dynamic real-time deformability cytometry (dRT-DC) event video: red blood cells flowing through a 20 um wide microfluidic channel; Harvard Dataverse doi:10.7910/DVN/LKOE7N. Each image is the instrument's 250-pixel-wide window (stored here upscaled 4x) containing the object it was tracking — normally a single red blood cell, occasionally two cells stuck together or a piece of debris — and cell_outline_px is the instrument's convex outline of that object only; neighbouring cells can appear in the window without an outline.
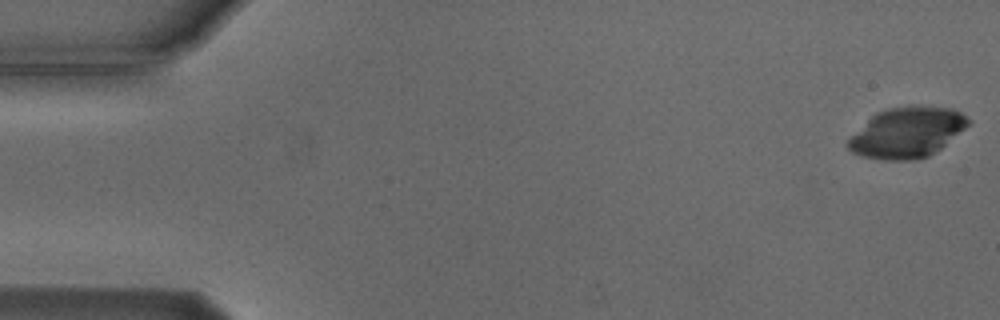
{"species": "Egyptian fruit bat (a non-hibernating species)", "species_latin": "Rousettus aegyptiacus", "temperature_condition": "cold", "stored_images_in_passage": 6, "segment_of_instrument_passage": [1, 2], "camera_frame_rate_fps": 3000, "um_per_image_px": 0.085, "animal": {"sex": "male"}, "frame": {"image": 1, "passage_image": 1, "time_ms": 0.0, "image_size_px": [1000, 320], "cell_outline_px": [[972, 120], [964, 128], [940, 148], [928, 156], [912, 160], [884, 160], [864, 156], [852, 152], [848, 148], [848, 140], [876, 112], [888, 108], [952, 108], [960, 112]], "centroid_in_image_um": [77.09, 11.29], "position_along_channel_um": 7.9, "area_um2": 34.04}}